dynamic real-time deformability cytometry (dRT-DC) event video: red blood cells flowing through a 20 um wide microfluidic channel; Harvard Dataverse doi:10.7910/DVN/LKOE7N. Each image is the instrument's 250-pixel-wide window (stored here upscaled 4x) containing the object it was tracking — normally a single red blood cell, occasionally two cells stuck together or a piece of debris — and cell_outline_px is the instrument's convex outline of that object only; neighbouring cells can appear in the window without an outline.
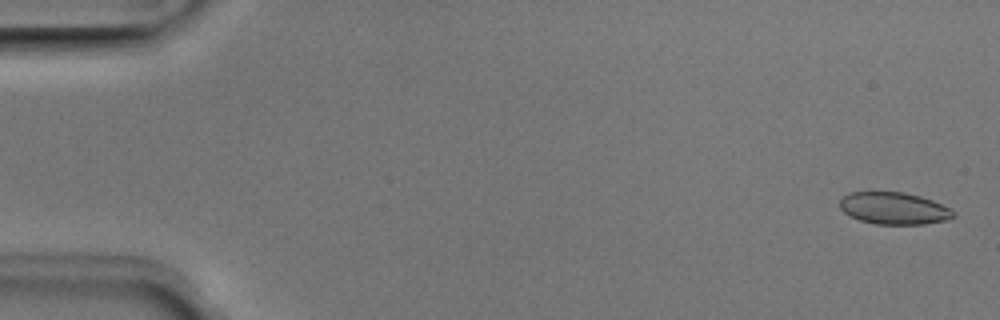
{"species": "Egyptian fruit bat (a non-hibernating species)", "species_latin": "Rousettus aegyptiacus", "temperature_condition": "room temperature", "stored_images_in_passage": 51, "camera_frame_rate_fps": 3000, "um_per_image_px": 0.085, "animal": {"sex": "male"}, "frame": {"image": 1, "passage_image": 2, "time_ms": 0.333, "image_size_px": [1000, 320], "cell_outline_px": [[956, 216], [948, 220], [924, 224], [876, 224], [860, 220], [844, 212], [840, 208], [840, 200], [844, 196], [852, 192], [904, 192], [920, 196], [932, 200], [956, 212]], "centroid_in_image_um": [76.01, 17.71], "position_along_channel_um": 9.0, "area_um2": 21.1}}
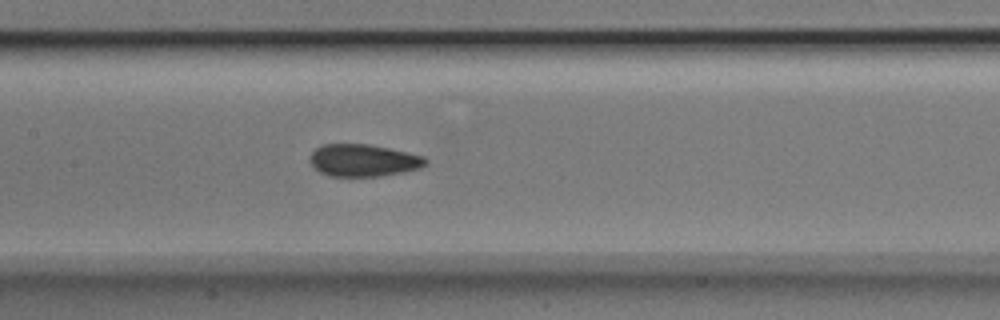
{"frame": {"image": 2, "passage_image": 25, "time_ms": 8.0, "image_size_px": [1000, 320], "cell_outline_px": [[428, 164], [420, 168], [404, 172], [380, 176], [328, 176], [320, 172], [308, 160], [308, 156], [320, 144], [368, 144], [388, 148], [424, 156], [428, 160]], "centroid_in_image_um": [30.88, 13.63], "position_along_channel_um": 176.5, "area_um2": 21.85}}
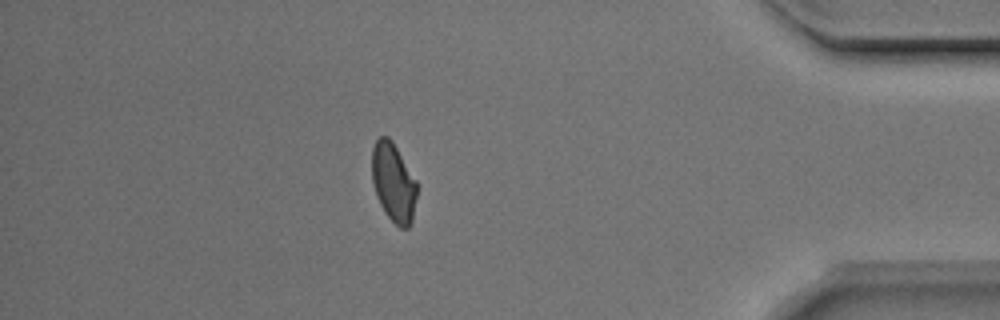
{"frame": {"image": 3, "passage_image": 45, "time_ms": 14.667, "image_size_px": [1000, 320], "cell_outline_px": [[416, 196], [412, 220], [408, 228], [400, 228], [384, 212], [376, 196], [372, 180], [372, 148], [376, 140], [380, 136], [388, 136], [392, 140], [416, 180]], "centroid_in_image_um": [33.43, 15.49], "position_along_channel_um": 401.8, "area_um2": 20.58}, "authors_computed_cell_mechanics": {"area_um2": 21.6172, "velocity_mm_per_s": 3.978, "shape_relaxation_time_tau1_ms": null, "shape_relaxation_time_tau2_ms": 1.4322, "deformation_change_tau1": null, "deformation_change_tau2": 0.0411}}